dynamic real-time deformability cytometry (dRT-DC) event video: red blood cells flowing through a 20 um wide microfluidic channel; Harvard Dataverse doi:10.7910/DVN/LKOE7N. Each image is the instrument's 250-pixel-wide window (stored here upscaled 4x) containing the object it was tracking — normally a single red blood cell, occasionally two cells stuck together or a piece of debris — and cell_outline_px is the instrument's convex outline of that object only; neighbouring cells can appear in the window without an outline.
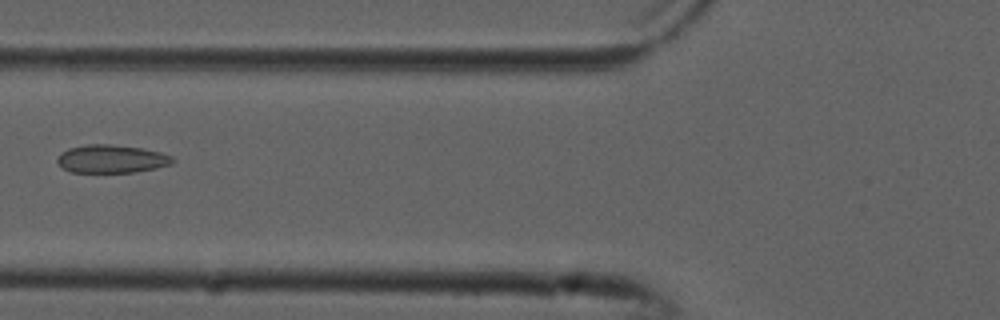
{"species": "common noctule bat (a hibernating species)", "species_latin": "Nyctalus noctula", "temperature_condition": "cold", "stored_images_in_passage": 7, "camera_frame_rate_fps": 3000, "um_per_image_px": 0.085, "animal": {"sex": "male", "forearm_length_mm": 52.5}, "frame": {"image": 1, "passage_image": 6, "time_ms": 1.667, "image_size_px": [1000, 320], "cell_outline_px": [[176, 160], [172, 164], [156, 168], [136, 172], [72, 172], [64, 168], [56, 160], [60, 152], [68, 148], [88, 144], [108, 144], [144, 148], [160, 152], [172, 156]], "centroid_in_image_um": [9.5, 13.5], "position_along_channel_um": 116.3, "area_um2": 18.96}}